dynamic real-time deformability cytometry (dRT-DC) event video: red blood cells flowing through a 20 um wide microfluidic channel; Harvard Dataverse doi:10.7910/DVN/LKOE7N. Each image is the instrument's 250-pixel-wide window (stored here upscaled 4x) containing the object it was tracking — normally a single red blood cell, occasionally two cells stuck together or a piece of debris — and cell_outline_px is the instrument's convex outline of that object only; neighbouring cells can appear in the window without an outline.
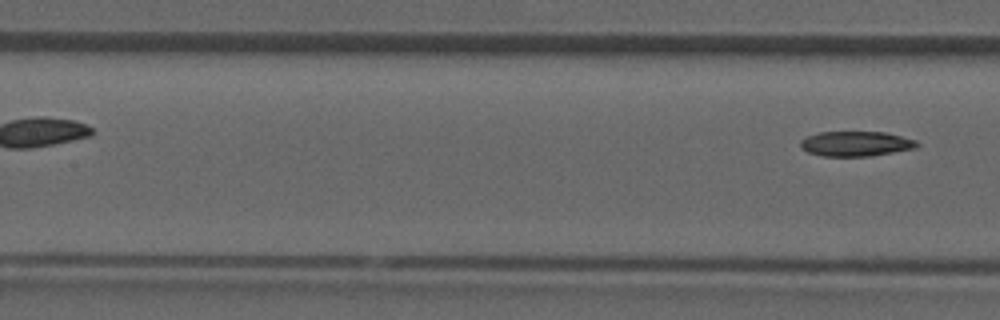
{"species": "common noctule bat (a hibernating species)", "species_latin": "Nyctalus noctula", "temperature_condition": "room temperature", "stored_images_in_passage": 5, "segment_of_instrument_passage": [2, 2], "camera_frame_rate_fps": 3000, "um_per_image_px": 0.085, "animal": {"sex": "male", "forearm_length_mm": 52.5}, "frame": {"image": 1, "passage_image": 5, "time_ms": 1.333, "image_size_px": [1000, 320], "cell_outline_px": [[920, 144], [916, 148], [868, 156], [824, 156], [808, 152], [800, 148], [800, 140], [804, 136], [820, 132], [884, 132], [916, 140]], "centroid_in_image_um": [72.7, 12.21], "position_along_channel_um": 134.7, "area_um2": 16.94}}